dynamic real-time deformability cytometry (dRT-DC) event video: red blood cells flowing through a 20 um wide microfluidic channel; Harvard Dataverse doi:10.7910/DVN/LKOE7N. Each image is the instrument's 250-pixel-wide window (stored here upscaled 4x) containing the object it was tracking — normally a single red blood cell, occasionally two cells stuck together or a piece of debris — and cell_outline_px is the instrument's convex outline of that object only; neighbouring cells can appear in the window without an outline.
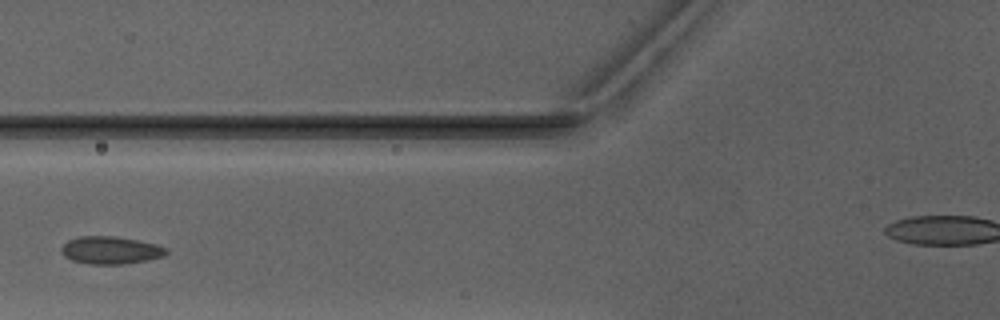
{"species": "Egyptian fruit bat (a non-hibernating species)", "species_latin": "Rousettus aegyptiacus", "temperature_condition": "warm", "stored_images_in_passage": 2, "camera_frame_rate_fps": 3000, "um_per_image_px": 0.085, "animal": {"sex": "male"}, "frame": {"image": 1, "passage_image": 2, "time_ms": 1.333, "image_size_px": [1000, 320], "cell_outline_px": [[168, 252], [164, 256], [148, 260], [120, 264], [88, 264], [72, 260], [64, 256], [60, 252], [60, 248], [68, 240], [80, 236], [116, 236], [156, 244], [168, 248]], "centroid_in_image_um": [9.39, 21.26], "position_along_channel_um": 116.4, "area_um2": 16.94}}